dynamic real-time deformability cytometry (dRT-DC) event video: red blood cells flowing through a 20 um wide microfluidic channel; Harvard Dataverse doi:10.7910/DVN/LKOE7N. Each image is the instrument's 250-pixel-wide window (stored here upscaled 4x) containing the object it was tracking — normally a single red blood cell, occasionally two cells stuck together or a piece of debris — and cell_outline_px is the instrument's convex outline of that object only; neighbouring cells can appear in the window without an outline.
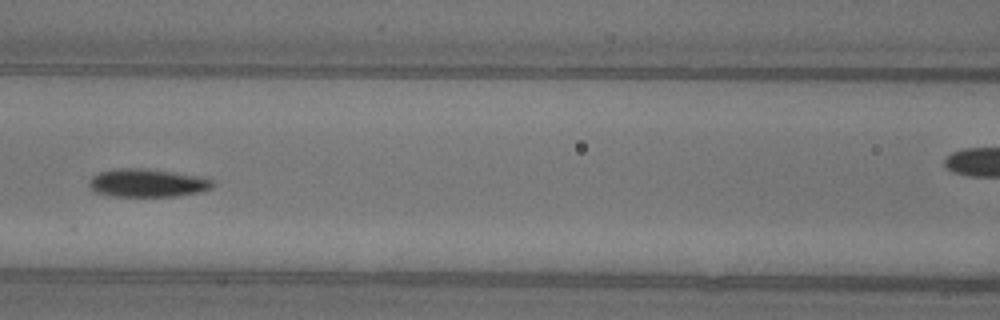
{"species": "common noctule bat (a hibernating species)", "species_latin": "Nyctalus noctula", "temperature_condition": "warm", "stored_images_in_passage": 53, "camera_frame_rate_fps": 3000, "um_per_image_px": 0.085, "animal": {"sex": "female"}, "frame": {"image": 1, "passage_image": 23, "time_ms": 7.333, "image_size_px": [1000, 320], "cell_outline_px": [[216, 184], [212, 188], [200, 192], [176, 196], [108, 196], [96, 192], [88, 188], [88, 180], [92, 176], [100, 172], [112, 168], [140, 168], [172, 172], [200, 176], [212, 180]], "centroid_in_image_um": [12.49, 15.55], "position_along_channel_um": 154.1, "area_um2": 20.46}, "authors_computed_cell_mechanics": {"area_um2": 19.1896, "velocity_mm_per_s": 3.9145, "shape_relaxation_time_tau1_ms": 3.3532, "shape_relaxation_time_tau2_ms": 4.6124, "deformation_change_tau1": 0.1753, "deformation_change_tau2": 0.064}}